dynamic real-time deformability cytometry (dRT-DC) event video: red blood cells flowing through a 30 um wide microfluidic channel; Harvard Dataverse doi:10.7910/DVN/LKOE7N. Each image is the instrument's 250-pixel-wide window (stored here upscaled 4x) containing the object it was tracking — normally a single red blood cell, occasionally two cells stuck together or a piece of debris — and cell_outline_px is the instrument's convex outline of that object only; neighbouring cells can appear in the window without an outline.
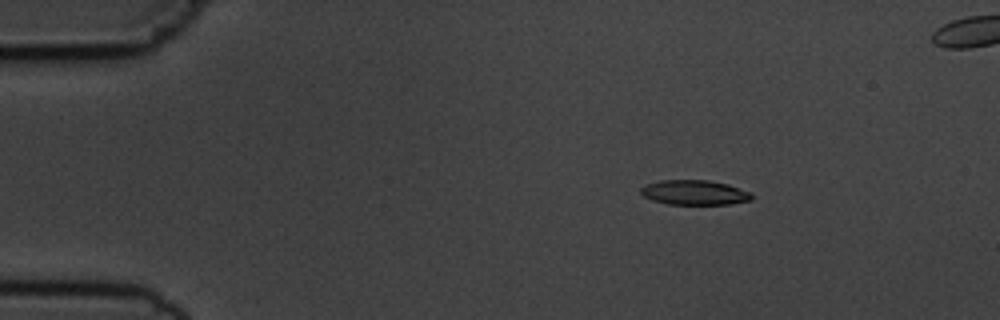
{"species": "common noctule bat (a hibernating species)", "species_latin": "Nyctalus noctula", "temperature_condition": "cold", "stored_images_in_passage": 6, "camera_frame_rate_fps": 3000, "um_per_image_px": 0.085, "animal": {"sex": "male", "body_mass_g": 19.5, "forearm_length_mm": 54.6}, "frame": {"image": 1, "passage_image": 3, "time_ms": 2.333, "image_size_px": [1000, 320], "cell_outline_px": [[752, 200], [728, 204], [668, 204], [652, 200], [644, 196], [640, 192], [640, 188], [648, 184], [660, 180], [708, 180], [728, 184], [752, 192]], "centroid_in_image_um": [59.05, 16.36], "position_along_channel_um": 25.9, "area_um2": 16.01}}